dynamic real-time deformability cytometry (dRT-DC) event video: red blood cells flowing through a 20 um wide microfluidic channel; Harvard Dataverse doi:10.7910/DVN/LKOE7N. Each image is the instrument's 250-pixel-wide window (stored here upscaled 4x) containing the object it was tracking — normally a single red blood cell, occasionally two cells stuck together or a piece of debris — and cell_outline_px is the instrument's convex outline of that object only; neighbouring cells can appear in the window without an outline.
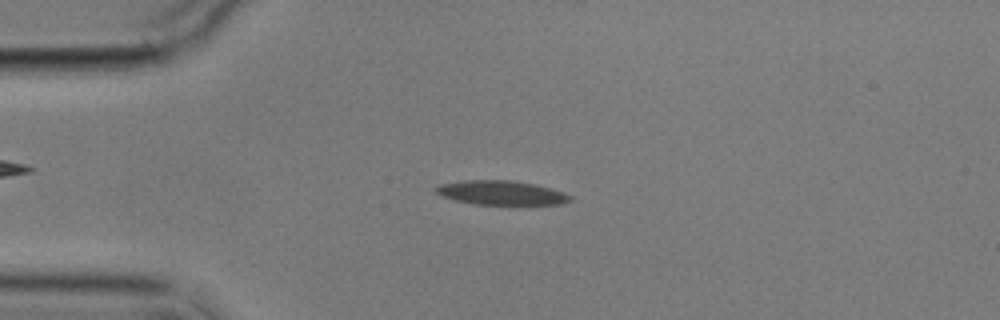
{"species": "common noctule bat (a hibernating species)", "species_latin": "Nyctalus noctula", "temperature_condition": "cold", "stored_images_in_passage": 3, "camera_frame_rate_fps": 3000, "um_per_image_px": 0.085, "animal": {"sex": "male", "body_mass_g": 17.9}, "frame": {"image": 1, "passage_image": 3, "time_ms": 2.667, "image_size_px": [1000, 320], "cell_outline_px": [[572, 200], [564, 204], [472, 204], [456, 200], [444, 196], [436, 192], [436, 188], [440, 184], [464, 180], [512, 180], [536, 184], [564, 192], [572, 196]], "centroid_in_image_um": [42.66, 16.38], "position_along_channel_um": 42.3, "area_um2": 18.84}}